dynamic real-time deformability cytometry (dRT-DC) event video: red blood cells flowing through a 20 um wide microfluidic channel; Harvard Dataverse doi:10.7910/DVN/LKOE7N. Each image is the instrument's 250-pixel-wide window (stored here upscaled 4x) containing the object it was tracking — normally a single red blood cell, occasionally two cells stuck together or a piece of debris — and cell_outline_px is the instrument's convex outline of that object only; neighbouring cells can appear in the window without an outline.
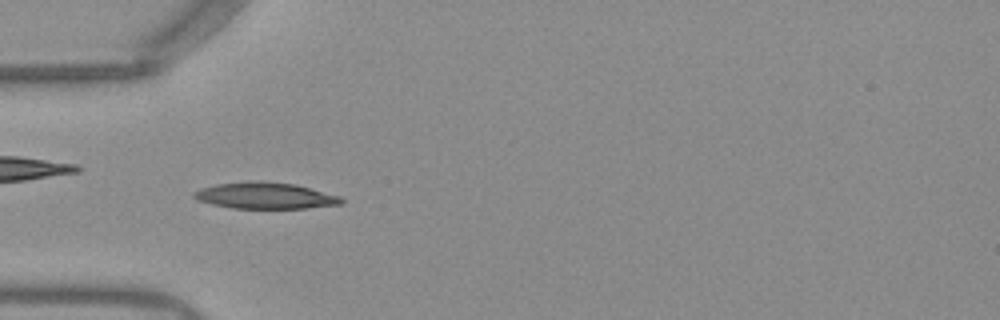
{"species": "Egyptian fruit bat (a non-hibernating species)", "species_latin": "Rousettus aegyptiacus", "temperature_condition": "warm", "stored_images_in_passage": 40, "camera_frame_rate_fps": 3000, "um_per_image_px": 0.085, "frame": {"image": 1, "passage_image": 5, "time_ms": 1.333, "image_size_px": [1000, 320], "cell_outline_px": [[344, 200], [340, 204], [308, 208], [232, 208], [212, 204], [200, 200], [192, 196], [192, 192], [200, 188], [216, 184], [248, 180], [256, 180], [296, 184], [340, 196]], "centroid_in_image_um": [22.52, 16.61], "position_along_channel_um": 62.5, "area_um2": 22.72}}
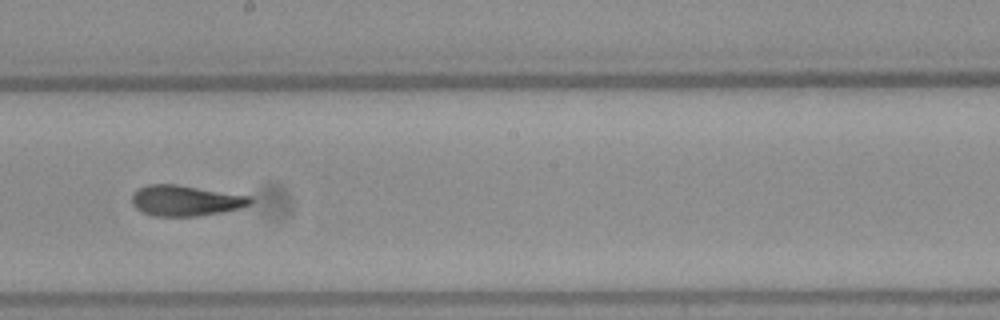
{"frame": {"image": 2, "passage_image": 18, "time_ms": 5.667, "image_size_px": [1000, 320], "cell_outline_px": [[252, 204], [240, 208], [220, 212], [196, 216], [152, 216], [136, 208], [132, 204], [132, 196], [140, 188], [148, 184], [176, 184], [252, 196]], "centroid_in_image_um": [15.79, 17.05], "position_along_channel_um": 232.4, "area_um2": 21.04}}
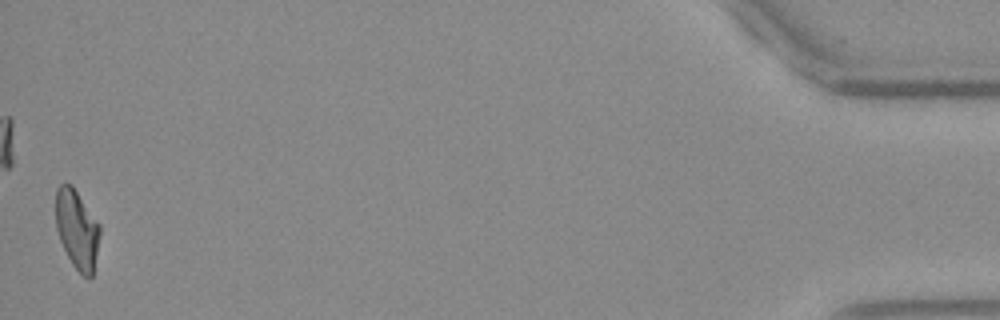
{"frame": {"image": 3, "passage_image": 40, "time_ms": 13.0, "image_size_px": [1000, 320], "cell_outline_px": [[100, 232], [92, 276], [88, 280], [72, 264], [60, 240], [56, 228], [56, 188], [60, 184], [72, 184], [100, 224]], "centroid_in_image_um": [6.54, 19.46], "position_along_channel_um": 428.7, "area_um2": 20.17}, "authors_computed_cell_mechanics": {"area_um2": 21.2415, "velocity_mm_per_s": 3.943, "shape_relaxation_time_tau1_ms": null, "shape_relaxation_time_tau2_ms": 2.3104, "deformation_change_tau1": null, "deformation_change_tau2": 0.0933}}